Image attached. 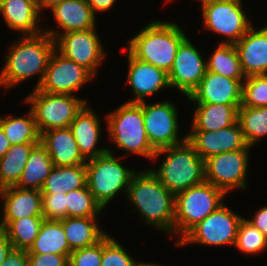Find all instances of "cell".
Masks as SVG:
<instances>
[{
	"label": "cell",
	"mask_w": 267,
	"mask_h": 266,
	"mask_svg": "<svg viewBox=\"0 0 267 266\" xmlns=\"http://www.w3.org/2000/svg\"><path fill=\"white\" fill-rule=\"evenodd\" d=\"M15 42L6 56L0 72V86H12L39 74L37 89L44 78L51 53L55 49L54 39L45 32L37 35H23Z\"/></svg>",
	"instance_id": "1"
},
{
	"label": "cell",
	"mask_w": 267,
	"mask_h": 266,
	"mask_svg": "<svg viewBox=\"0 0 267 266\" xmlns=\"http://www.w3.org/2000/svg\"><path fill=\"white\" fill-rule=\"evenodd\" d=\"M126 194L147 224L174 233L175 195L149 169L134 173Z\"/></svg>",
	"instance_id": "2"
},
{
	"label": "cell",
	"mask_w": 267,
	"mask_h": 266,
	"mask_svg": "<svg viewBox=\"0 0 267 266\" xmlns=\"http://www.w3.org/2000/svg\"><path fill=\"white\" fill-rule=\"evenodd\" d=\"M187 38L175 23L152 21L128 40L127 50L138 60L170 71L179 45Z\"/></svg>",
	"instance_id": "3"
},
{
	"label": "cell",
	"mask_w": 267,
	"mask_h": 266,
	"mask_svg": "<svg viewBox=\"0 0 267 266\" xmlns=\"http://www.w3.org/2000/svg\"><path fill=\"white\" fill-rule=\"evenodd\" d=\"M165 154L158 170L150 171L174 195L205 181L204 160L186 140L181 144L157 150L153 160Z\"/></svg>",
	"instance_id": "4"
},
{
	"label": "cell",
	"mask_w": 267,
	"mask_h": 266,
	"mask_svg": "<svg viewBox=\"0 0 267 266\" xmlns=\"http://www.w3.org/2000/svg\"><path fill=\"white\" fill-rule=\"evenodd\" d=\"M109 138L118 149L152 160L156 151L149 143L144 128L142 102H126L106 117Z\"/></svg>",
	"instance_id": "5"
},
{
	"label": "cell",
	"mask_w": 267,
	"mask_h": 266,
	"mask_svg": "<svg viewBox=\"0 0 267 266\" xmlns=\"http://www.w3.org/2000/svg\"><path fill=\"white\" fill-rule=\"evenodd\" d=\"M225 193L204 181L175 195L174 232L177 244L194 226L224 203ZM178 232V233H177Z\"/></svg>",
	"instance_id": "6"
},
{
	"label": "cell",
	"mask_w": 267,
	"mask_h": 266,
	"mask_svg": "<svg viewBox=\"0 0 267 266\" xmlns=\"http://www.w3.org/2000/svg\"><path fill=\"white\" fill-rule=\"evenodd\" d=\"M119 161L108 149L105 154L89 159L85 164L87 187L102 209L121 190L127 193L131 178L136 172L124 167Z\"/></svg>",
	"instance_id": "7"
},
{
	"label": "cell",
	"mask_w": 267,
	"mask_h": 266,
	"mask_svg": "<svg viewBox=\"0 0 267 266\" xmlns=\"http://www.w3.org/2000/svg\"><path fill=\"white\" fill-rule=\"evenodd\" d=\"M31 104L40 134L45 131L70 127L76 115L87 104L86 100L68 94H55L33 89L24 99Z\"/></svg>",
	"instance_id": "8"
},
{
	"label": "cell",
	"mask_w": 267,
	"mask_h": 266,
	"mask_svg": "<svg viewBox=\"0 0 267 266\" xmlns=\"http://www.w3.org/2000/svg\"><path fill=\"white\" fill-rule=\"evenodd\" d=\"M202 13L205 27L226 37L220 43L235 44L252 27L239 1H207L202 3Z\"/></svg>",
	"instance_id": "9"
},
{
	"label": "cell",
	"mask_w": 267,
	"mask_h": 266,
	"mask_svg": "<svg viewBox=\"0 0 267 266\" xmlns=\"http://www.w3.org/2000/svg\"><path fill=\"white\" fill-rule=\"evenodd\" d=\"M242 216L233 212L225 204L194 226L176 245L189 243L203 245H234Z\"/></svg>",
	"instance_id": "10"
},
{
	"label": "cell",
	"mask_w": 267,
	"mask_h": 266,
	"mask_svg": "<svg viewBox=\"0 0 267 266\" xmlns=\"http://www.w3.org/2000/svg\"><path fill=\"white\" fill-rule=\"evenodd\" d=\"M170 101L153 104L142 102L144 128L152 148L157 151L183 143L187 135L178 138V111ZM179 139V140H178Z\"/></svg>",
	"instance_id": "11"
},
{
	"label": "cell",
	"mask_w": 267,
	"mask_h": 266,
	"mask_svg": "<svg viewBox=\"0 0 267 266\" xmlns=\"http://www.w3.org/2000/svg\"><path fill=\"white\" fill-rule=\"evenodd\" d=\"M250 149L224 152L204 161L205 181L226 195L233 188H247L246 175Z\"/></svg>",
	"instance_id": "12"
},
{
	"label": "cell",
	"mask_w": 267,
	"mask_h": 266,
	"mask_svg": "<svg viewBox=\"0 0 267 266\" xmlns=\"http://www.w3.org/2000/svg\"><path fill=\"white\" fill-rule=\"evenodd\" d=\"M95 30L70 31L54 39L59 53L87 69L94 77L105 57L104 47Z\"/></svg>",
	"instance_id": "13"
},
{
	"label": "cell",
	"mask_w": 267,
	"mask_h": 266,
	"mask_svg": "<svg viewBox=\"0 0 267 266\" xmlns=\"http://www.w3.org/2000/svg\"><path fill=\"white\" fill-rule=\"evenodd\" d=\"M94 76L56 49L50 55L39 91L72 95Z\"/></svg>",
	"instance_id": "14"
},
{
	"label": "cell",
	"mask_w": 267,
	"mask_h": 266,
	"mask_svg": "<svg viewBox=\"0 0 267 266\" xmlns=\"http://www.w3.org/2000/svg\"><path fill=\"white\" fill-rule=\"evenodd\" d=\"M207 70L206 61L186 38L177 50L173 65L168 72L169 85L188 97L199 85Z\"/></svg>",
	"instance_id": "15"
},
{
	"label": "cell",
	"mask_w": 267,
	"mask_h": 266,
	"mask_svg": "<svg viewBox=\"0 0 267 266\" xmlns=\"http://www.w3.org/2000/svg\"><path fill=\"white\" fill-rule=\"evenodd\" d=\"M186 135L187 141L204 161L220 153L252 148L246 143L238 121L220 130L190 131Z\"/></svg>",
	"instance_id": "16"
},
{
	"label": "cell",
	"mask_w": 267,
	"mask_h": 266,
	"mask_svg": "<svg viewBox=\"0 0 267 266\" xmlns=\"http://www.w3.org/2000/svg\"><path fill=\"white\" fill-rule=\"evenodd\" d=\"M243 82L206 70L199 85L187 99L196 104L242 105Z\"/></svg>",
	"instance_id": "17"
},
{
	"label": "cell",
	"mask_w": 267,
	"mask_h": 266,
	"mask_svg": "<svg viewBox=\"0 0 267 266\" xmlns=\"http://www.w3.org/2000/svg\"><path fill=\"white\" fill-rule=\"evenodd\" d=\"M128 58V77L134 99L127 102H144V97L155 92L170 87L168 73L150 63L136 59L129 51Z\"/></svg>",
	"instance_id": "18"
},
{
	"label": "cell",
	"mask_w": 267,
	"mask_h": 266,
	"mask_svg": "<svg viewBox=\"0 0 267 266\" xmlns=\"http://www.w3.org/2000/svg\"><path fill=\"white\" fill-rule=\"evenodd\" d=\"M245 76L267 74V25L248 32L234 44Z\"/></svg>",
	"instance_id": "19"
},
{
	"label": "cell",
	"mask_w": 267,
	"mask_h": 266,
	"mask_svg": "<svg viewBox=\"0 0 267 266\" xmlns=\"http://www.w3.org/2000/svg\"><path fill=\"white\" fill-rule=\"evenodd\" d=\"M55 20L63 32L48 30L45 33L53 39L70 31L88 30L96 28V16L86 0H64L51 8Z\"/></svg>",
	"instance_id": "20"
},
{
	"label": "cell",
	"mask_w": 267,
	"mask_h": 266,
	"mask_svg": "<svg viewBox=\"0 0 267 266\" xmlns=\"http://www.w3.org/2000/svg\"><path fill=\"white\" fill-rule=\"evenodd\" d=\"M40 143L48 151L53 166H75L87 162L70 127L42 132Z\"/></svg>",
	"instance_id": "21"
},
{
	"label": "cell",
	"mask_w": 267,
	"mask_h": 266,
	"mask_svg": "<svg viewBox=\"0 0 267 266\" xmlns=\"http://www.w3.org/2000/svg\"><path fill=\"white\" fill-rule=\"evenodd\" d=\"M93 111L86 104L70 125L80 152L86 160L103 155L108 150V148L96 147L101 136V124L97 114Z\"/></svg>",
	"instance_id": "22"
},
{
	"label": "cell",
	"mask_w": 267,
	"mask_h": 266,
	"mask_svg": "<svg viewBox=\"0 0 267 266\" xmlns=\"http://www.w3.org/2000/svg\"><path fill=\"white\" fill-rule=\"evenodd\" d=\"M2 217L0 220H18L31 216H43L42 194L39 190L24 189L17 186L2 190Z\"/></svg>",
	"instance_id": "23"
},
{
	"label": "cell",
	"mask_w": 267,
	"mask_h": 266,
	"mask_svg": "<svg viewBox=\"0 0 267 266\" xmlns=\"http://www.w3.org/2000/svg\"><path fill=\"white\" fill-rule=\"evenodd\" d=\"M40 13L37 0H6L0 5V14L7 26L21 32L22 36L44 32L38 24Z\"/></svg>",
	"instance_id": "24"
},
{
	"label": "cell",
	"mask_w": 267,
	"mask_h": 266,
	"mask_svg": "<svg viewBox=\"0 0 267 266\" xmlns=\"http://www.w3.org/2000/svg\"><path fill=\"white\" fill-rule=\"evenodd\" d=\"M241 105L197 104L192 119L191 131H216L238 121Z\"/></svg>",
	"instance_id": "25"
},
{
	"label": "cell",
	"mask_w": 267,
	"mask_h": 266,
	"mask_svg": "<svg viewBox=\"0 0 267 266\" xmlns=\"http://www.w3.org/2000/svg\"><path fill=\"white\" fill-rule=\"evenodd\" d=\"M96 218L66 217L60 220L71 251L95 245L107 235L97 225Z\"/></svg>",
	"instance_id": "26"
},
{
	"label": "cell",
	"mask_w": 267,
	"mask_h": 266,
	"mask_svg": "<svg viewBox=\"0 0 267 266\" xmlns=\"http://www.w3.org/2000/svg\"><path fill=\"white\" fill-rule=\"evenodd\" d=\"M52 168L53 163L48 151L38 143L32 148L16 186L41 191Z\"/></svg>",
	"instance_id": "27"
},
{
	"label": "cell",
	"mask_w": 267,
	"mask_h": 266,
	"mask_svg": "<svg viewBox=\"0 0 267 266\" xmlns=\"http://www.w3.org/2000/svg\"><path fill=\"white\" fill-rule=\"evenodd\" d=\"M69 244L60 220L44 219L38 236L27 253L70 255Z\"/></svg>",
	"instance_id": "28"
},
{
	"label": "cell",
	"mask_w": 267,
	"mask_h": 266,
	"mask_svg": "<svg viewBox=\"0 0 267 266\" xmlns=\"http://www.w3.org/2000/svg\"><path fill=\"white\" fill-rule=\"evenodd\" d=\"M87 186L86 165L53 166L41 193H68Z\"/></svg>",
	"instance_id": "29"
},
{
	"label": "cell",
	"mask_w": 267,
	"mask_h": 266,
	"mask_svg": "<svg viewBox=\"0 0 267 266\" xmlns=\"http://www.w3.org/2000/svg\"><path fill=\"white\" fill-rule=\"evenodd\" d=\"M43 221V216L0 220V229L6 233L13 249L28 250L38 236Z\"/></svg>",
	"instance_id": "30"
},
{
	"label": "cell",
	"mask_w": 267,
	"mask_h": 266,
	"mask_svg": "<svg viewBox=\"0 0 267 266\" xmlns=\"http://www.w3.org/2000/svg\"><path fill=\"white\" fill-rule=\"evenodd\" d=\"M38 143L12 145L0 158V186L4 189L16 186L27 163L32 148Z\"/></svg>",
	"instance_id": "31"
},
{
	"label": "cell",
	"mask_w": 267,
	"mask_h": 266,
	"mask_svg": "<svg viewBox=\"0 0 267 266\" xmlns=\"http://www.w3.org/2000/svg\"><path fill=\"white\" fill-rule=\"evenodd\" d=\"M206 65L207 71L220 74L226 78L246 79L234 44L220 43Z\"/></svg>",
	"instance_id": "32"
},
{
	"label": "cell",
	"mask_w": 267,
	"mask_h": 266,
	"mask_svg": "<svg viewBox=\"0 0 267 266\" xmlns=\"http://www.w3.org/2000/svg\"><path fill=\"white\" fill-rule=\"evenodd\" d=\"M0 127L11 145L40 143L41 134L31 110L25 117L7 115L6 118L2 116L0 118Z\"/></svg>",
	"instance_id": "33"
},
{
	"label": "cell",
	"mask_w": 267,
	"mask_h": 266,
	"mask_svg": "<svg viewBox=\"0 0 267 266\" xmlns=\"http://www.w3.org/2000/svg\"><path fill=\"white\" fill-rule=\"evenodd\" d=\"M238 123L246 143L253 147L267 135V107H240Z\"/></svg>",
	"instance_id": "34"
},
{
	"label": "cell",
	"mask_w": 267,
	"mask_h": 266,
	"mask_svg": "<svg viewBox=\"0 0 267 266\" xmlns=\"http://www.w3.org/2000/svg\"><path fill=\"white\" fill-rule=\"evenodd\" d=\"M67 217H97L102 208L88 187L66 193Z\"/></svg>",
	"instance_id": "35"
},
{
	"label": "cell",
	"mask_w": 267,
	"mask_h": 266,
	"mask_svg": "<svg viewBox=\"0 0 267 266\" xmlns=\"http://www.w3.org/2000/svg\"><path fill=\"white\" fill-rule=\"evenodd\" d=\"M234 246L248 255L260 254L267 248V236L243 218L239 223Z\"/></svg>",
	"instance_id": "36"
},
{
	"label": "cell",
	"mask_w": 267,
	"mask_h": 266,
	"mask_svg": "<svg viewBox=\"0 0 267 266\" xmlns=\"http://www.w3.org/2000/svg\"><path fill=\"white\" fill-rule=\"evenodd\" d=\"M240 107H267V74L246 77Z\"/></svg>",
	"instance_id": "37"
},
{
	"label": "cell",
	"mask_w": 267,
	"mask_h": 266,
	"mask_svg": "<svg viewBox=\"0 0 267 266\" xmlns=\"http://www.w3.org/2000/svg\"><path fill=\"white\" fill-rule=\"evenodd\" d=\"M114 238L106 235L102 239V259L100 266H140Z\"/></svg>",
	"instance_id": "38"
},
{
	"label": "cell",
	"mask_w": 267,
	"mask_h": 266,
	"mask_svg": "<svg viewBox=\"0 0 267 266\" xmlns=\"http://www.w3.org/2000/svg\"><path fill=\"white\" fill-rule=\"evenodd\" d=\"M44 219L62 220L67 217L66 193H41Z\"/></svg>",
	"instance_id": "39"
},
{
	"label": "cell",
	"mask_w": 267,
	"mask_h": 266,
	"mask_svg": "<svg viewBox=\"0 0 267 266\" xmlns=\"http://www.w3.org/2000/svg\"><path fill=\"white\" fill-rule=\"evenodd\" d=\"M101 259L102 240L90 247L72 251L68 258V266H100Z\"/></svg>",
	"instance_id": "40"
},
{
	"label": "cell",
	"mask_w": 267,
	"mask_h": 266,
	"mask_svg": "<svg viewBox=\"0 0 267 266\" xmlns=\"http://www.w3.org/2000/svg\"><path fill=\"white\" fill-rule=\"evenodd\" d=\"M28 266H68L69 255L27 253Z\"/></svg>",
	"instance_id": "41"
},
{
	"label": "cell",
	"mask_w": 267,
	"mask_h": 266,
	"mask_svg": "<svg viewBox=\"0 0 267 266\" xmlns=\"http://www.w3.org/2000/svg\"><path fill=\"white\" fill-rule=\"evenodd\" d=\"M1 266H28L27 250L12 249Z\"/></svg>",
	"instance_id": "42"
},
{
	"label": "cell",
	"mask_w": 267,
	"mask_h": 266,
	"mask_svg": "<svg viewBox=\"0 0 267 266\" xmlns=\"http://www.w3.org/2000/svg\"><path fill=\"white\" fill-rule=\"evenodd\" d=\"M246 220L256 227L261 233L267 236V206L259 209L256 212L254 219L246 218Z\"/></svg>",
	"instance_id": "43"
},
{
	"label": "cell",
	"mask_w": 267,
	"mask_h": 266,
	"mask_svg": "<svg viewBox=\"0 0 267 266\" xmlns=\"http://www.w3.org/2000/svg\"><path fill=\"white\" fill-rule=\"evenodd\" d=\"M93 13L103 12L110 10L112 6L115 4L116 0H86Z\"/></svg>",
	"instance_id": "44"
},
{
	"label": "cell",
	"mask_w": 267,
	"mask_h": 266,
	"mask_svg": "<svg viewBox=\"0 0 267 266\" xmlns=\"http://www.w3.org/2000/svg\"><path fill=\"white\" fill-rule=\"evenodd\" d=\"M12 249V244L9 241L6 233L0 229V266Z\"/></svg>",
	"instance_id": "45"
},
{
	"label": "cell",
	"mask_w": 267,
	"mask_h": 266,
	"mask_svg": "<svg viewBox=\"0 0 267 266\" xmlns=\"http://www.w3.org/2000/svg\"><path fill=\"white\" fill-rule=\"evenodd\" d=\"M11 144L0 127V158L11 148Z\"/></svg>",
	"instance_id": "46"
},
{
	"label": "cell",
	"mask_w": 267,
	"mask_h": 266,
	"mask_svg": "<svg viewBox=\"0 0 267 266\" xmlns=\"http://www.w3.org/2000/svg\"><path fill=\"white\" fill-rule=\"evenodd\" d=\"M64 0H37L38 9L41 12L42 8H52L55 4H58Z\"/></svg>",
	"instance_id": "47"
},
{
	"label": "cell",
	"mask_w": 267,
	"mask_h": 266,
	"mask_svg": "<svg viewBox=\"0 0 267 266\" xmlns=\"http://www.w3.org/2000/svg\"><path fill=\"white\" fill-rule=\"evenodd\" d=\"M140 266H160L158 264H153V263H144V262H141V265Z\"/></svg>",
	"instance_id": "48"
},
{
	"label": "cell",
	"mask_w": 267,
	"mask_h": 266,
	"mask_svg": "<svg viewBox=\"0 0 267 266\" xmlns=\"http://www.w3.org/2000/svg\"><path fill=\"white\" fill-rule=\"evenodd\" d=\"M2 190L3 188L0 186V197L2 196Z\"/></svg>",
	"instance_id": "49"
},
{
	"label": "cell",
	"mask_w": 267,
	"mask_h": 266,
	"mask_svg": "<svg viewBox=\"0 0 267 266\" xmlns=\"http://www.w3.org/2000/svg\"><path fill=\"white\" fill-rule=\"evenodd\" d=\"M170 0H168V2H169ZM202 1V3H204V2H207V1H211V0H201Z\"/></svg>",
	"instance_id": "50"
},
{
	"label": "cell",
	"mask_w": 267,
	"mask_h": 266,
	"mask_svg": "<svg viewBox=\"0 0 267 266\" xmlns=\"http://www.w3.org/2000/svg\"><path fill=\"white\" fill-rule=\"evenodd\" d=\"M6 0H0V5H2Z\"/></svg>",
	"instance_id": "51"
}]
</instances>
